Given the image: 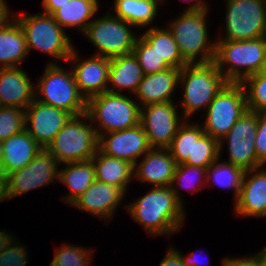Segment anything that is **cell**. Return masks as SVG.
Returning <instances> with one entry per match:
<instances>
[{"instance_id":"obj_1","label":"cell","mask_w":266,"mask_h":266,"mask_svg":"<svg viewBox=\"0 0 266 266\" xmlns=\"http://www.w3.org/2000/svg\"><path fill=\"white\" fill-rule=\"evenodd\" d=\"M170 186L153 187L148 193L127 205L133 220L152 236L178 232L184 223L185 209Z\"/></svg>"},{"instance_id":"obj_2","label":"cell","mask_w":266,"mask_h":266,"mask_svg":"<svg viewBox=\"0 0 266 266\" xmlns=\"http://www.w3.org/2000/svg\"><path fill=\"white\" fill-rule=\"evenodd\" d=\"M265 55L266 36L239 41L217 40L214 62L228 82L241 83L260 71Z\"/></svg>"},{"instance_id":"obj_3","label":"cell","mask_w":266,"mask_h":266,"mask_svg":"<svg viewBox=\"0 0 266 266\" xmlns=\"http://www.w3.org/2000/svg\"><path fill=\"white\" fill-rule=\"evenodd\" d=\"M207 10L185 11L168 24L182 55L188 64L214 61L216 42L211 43L206 25ZM199 59H198V58ZM197 58V60H196Z\"/></svg>"},{"instance_id":"obj_4","label":"cell","mask_w":266,"mask_h":266,"mask_svg":"<svg viewBox=\"0 0 266 266\" xmlns=\"http://www.w3.org/2000/svg\"><path fill=\"white\" fill-rule=\"evenodd\" d=\"M183 85L181 101L185 120L201 107L208 108L211 101L228 83L214 61L209 63L186 64L181 68L179 84Z\"/></svg>"},{"instance_id":"obj_5","label":"cell","mask_w":266,"mask_h":266,"mask_svg":"<svg viewBox=\"0 0 266 266\" xmlns=\"http://www.w3.org/2000/svg\"><path fill=\"white\" fill-rule=\"evenodd\" d=\"M140 105L124 94L104 92L87 100L88 121L98 124L101 134L121 131L140 124Z\"/></svg>"},{"instance_id":"obj_6","label":"cell","mask_w":266,"mask_h":266,"mask_svg":"<svg viewBox=\"0 0 266 266\" xmlns=\"http://www.w3.org/2000/svg\"><path fill=\"white\" fill-rule=\"evenodd\" d=\"M84 119L88 120L86 112L72 116L47 146L59 164L89 161L98 150L96 129L92 122L85 123Z\"/></svg>"},{"instance_id":"obj_7","label":"cell","mask_w":266,"mask_h":266,"mask_svg":"<svg viewBox=\"0 0 266 266\" xmlns=\"http://www.w3.org/2000/svg\"><path fill=\"white\" fill-rule=\"evenodd\" d=\"M23 29L28 52L31 49L43 51L57 60H68L74 46L66 31L52 15L36 13L32 15L13 14Z\"/></svg>"},{"instance_id":"obj_8","label":"cell","mask_w":266,"mask_h":266,"mask_svg":"<svg viewBox=\"0 0 266 266\" xmlns=\"http://www.w3.org/2000/svg\"><path fill=\"white\" fill-rule=\"evenodd\" d=\"M44 70L35 85V99L73 116L85 113L87 101L78 90L72 70L66 71L58 62H50Z\"/></svg>"},{"instance_id":"obj_9","label":"cell","mask_w":266,"mask_h":266,"mask_svg":"<svg viewBox=\"0 0 266 266\" xmlns=\"http://www.w3.org/2000/svg\"><path fill=\"white\" fill-rule=\"evenodd\" d=\"M246 110L247 101L242 84L228 82L209 104L203 130L220 141Z\"/></svg>"},{"instance_id":"obj_10","label":"cell","mask_w":266,"mask_h":266,"mask_svg":"<svg viewBox=\"0 0 266 266\" xmlns=\"http://www.w3.org/2000/svg\"><path fill=\"white\" fill-rule=\"evenodd\" d=\"M225 37L239 41L266 36V0H225Z\"/></svg>"},{"instance_id":"obj_11","label":"cell","mask_w":266,"mask_h":266,"mask_svg":"<svg viewBox=\"0 0 266 266\" xmlns=\"http://www.w3.org/2000/svg\"><path fill=\"white\" fill-rule=\"evenodd\" d=\"M111 15L107 13L101 18L93 19L84 35L97 48L96 56L113 58L131 54L137 39L130 30L132 25Z\"/></svg>"},{"instance_id":"obj_12","label":"cell","mask_w":266,"mask_h":266,"mask_svg":"<svg viewBox=\"0 0 266 266\" xmlns=\"http://www.w3.org/2000/svg\"><path fill=\"white\" fill-rule=\"evenodd\" d=\"M257 134V112H246L235 122L230 131L219 141V156L224 142H227L229 158L226 163L243 171L262 167L257 161L255 139ZM226 140V141H224Z\"/></svg>"},{"instance_id":"obj_13","label":"cell","mask_w":266,"mask_h":266,"mask_svg":"<svg viewBox=\"0 0 266 266\" xmlns=\"http://www.w3.org/2000/svg\"><path fill=\"white\" fill-rule=\"evenodd\" d=\"M58 165L55 157L42 148L30 163L6 176L9 200L56 182L59 179Z\"/></svg>"},{"instance_id":"obj_14","label":"cell","mask_w":266,"mask_h":266,"mask_svg":"<svg viewBox=\"0 0 266 266\" xmlns=\"http://www.w3.org/2000/svg\"><path fill=\"white\" fill-rule=\"evenodd\" d=\"M175 104L169 101L140 108V124L151 148L167 149L178 128L184 123L185 120L178 116Z\"/></svg>"},{"instance_id":"obj_15","label":"cell","mask_w":266,"mask_h":266,"mask_svg":"<svg viewBox=\"0 0 266 266\" xmlns=\"http://www.w3.org/2000/svg\"><path fill=\"white\" fill-rule=\"evenodd\" d=\"M72 116L65 110L34 99L25 109V130L46 149Z\"/></svg>"},{"instance_id":"obj_16","label":"cell","mask_w":266,"mask_h":266,"mask_svg":"<svg viewBox=\"0 0 266 266\" xmlns=\"http://www.w3.org/2000/svg\"><path fill=\"white\" fill-rule=\"evenodd\" d=\"M98 149L108 156L126 160L134 165L140 162L138 158L147 153L151 147L145 130L141 124H138L125 130L101 134Z\"/></svg>"},{"instance_id":"obj_17","label":"cell","mask_w":266,"mask_h":266,"mask_svg":"<svg viewBox=\"0 0 266 266\" xmlns=\"http://www.w3.org/2000/svg\"><path fill=\"white\" fill-rule=\"evenodd\" d=\"M77 50L73 49L67 61H71L75 82L80 94L86 99L107 91L110 58L93 55L80 61ZM79 61V62H78Z\"/></svg>"},{"instance_id":"obj_18","label":"cell","mask_w":266,"mask_h":266,"mask_svg":"<svg viewBox=\"0 0 266 266\" xmlns=\"http://www.w3.org/2000/svg\"><path fill=\"white\" fill-rule=\"evenodd\" d=\"M235 203L239 216L266 217V167L244 171Z\"/></svg>"},{"instance_id":"obj_19","label":"cell","mask_w":266,"mask_h":266,"mask_svg":"<svg viewBox=\"0 0 266 266\" xmlns=\"http://www.w3.org/2000/svg\"><path fill=\"white\" fill-rule=\"evenodd\" d=\"M125 192L118 186L95 180L72 204L78 209L98 216L100 219L113 218Z\"/></svg>"},{"instance_id":"obj_20","label":"cell","mask_w":266,"mask_h":266,"mask_svg":"<svg viewBox=\"0 0 266 266\" xmlns=\"http://www.w3.org/2000/svg\"><path fill=\"white\" fill-rule=\"evenodd\" d=\"M177 163L168 149L151 148L143 155L140 164H134V177L152 187L170 186Z\"/></svg>"},{"instance_id":"obj_21","label":"cell","mask_w":266,"mask_h":266,"mask_svg":"<svg viewBox=\"0 0 266 266\" xmlns=\"http://www.w3.org/2000/svg\"><path fill=\"white\" fill-rule=\"evenodd\" d=\"M21 67H0V104L26 109L35 99V85Z\"/></svg>"},{"instance_id":"obj_22","label":"cell","mask_w":266,"mask_h":266,"mask_svg":"<svg viewBox=\"0 0 266 266\" xmlns=\"http://www.w3.org/2000/svg\"><path fill=\"white\" fill-rule=\"evenodd\" d=\"M180 73L181 69L170 67L157 73L144 75L134 94V97L140 101V107L173 101L172 93L179 84Z\"/></svg>"},{"instance_id":"obj_23","label":"cell","mask_w":266,"mask_h":266,"mask_svg":"<svg viewBox=\"0 0 266 266\" xmlns=\"http://www.w3.org/2000/svg\"><path fill=\"white\" fill-rule=\"evenodd\" d=\"M42 147L26 131L12 135L3 141V160L0 173L5 177L30 163Z\"/></svg>"},{"instance_id":"obj_24","label":"cell","mask_w":266,"mask_h":266,"mask_svg":"<svg viewBox=\"0 0 266 266\" xmlns=\"http://www.w3.org/2000/svg\"><path fill=\"white\" fill-rule=\"evenodd\" d=\"M144 72L133 53L110 58L107 91L121 94L122 90L136 93Z\"/></svg>"},{"instance_id":"obj_25","label":"cell","mask_w":266,"mask_h":266,"mask_svg":"<svg viewBox=\"0 0 266 266\" xmlns=\"http://www.w3.org/2000/svg\"><path fill=\"white\" fill-rule=\"evenodd\" d=\"M28 54L23 29L12 16L0 27V66L18 67Z\"/></svg>"},{"instance_id":"obj_26","label":"cell","mask_w":266,"mask_h":266,"mask_svg":"<svg viewBox=\"0 0 266 266\" xmlns=\"http://www.w3.org/2000/svg\"><path fill=\"white\" fill-rule=\"evenodd\" d=\"M91 160L95 166L97 181L118 186L126 193L128 184L134 178L133 164L123 159L108 156L99 149Z\"/></svg>"},{"instance_id":"obj_27","label":"cell","mask_w":266,"mask_h":266,"mask_svg":"<svg viewBox=\"0 0 266 266\" xmlns=\"http://www.w3.org/2000/svg\"><path fill=\"white\" fill-rule=\"evenodd\" d=\"M99 8L98 0H69L53 14L54 20L65 30L66 27L85 32ZM92 19V20H91Z\"/></svg>"},{"instance_id":"obj_28","label":"cell","mask_w":266,"mask_h":266,"mask_svg":"<svg viewBox=\"0 0 266 266\" xmlns=\"http://www.w3.org/2000/svg\"><path fill=\"white\" fill-rule=\"evenodd\" d=\"M64 170L59 171V181L70 189V194L61 197L71 205L95 180V166L92 160L66 163Z\"/></svg>"},{"instance_id":"obj_29","label":"cell","mask_w":266,"mask_h":266,"mask_svg":"<svg viewBox=\"0 0 266 266\" xmlns=\"http://www.w3.org/2000/svg\"><path fill=\"white\" fill-rule=\"evenodd\" d=\"M162 1L165 0H114L115 16L132 27L143 28L154 21Z\"/></svg>"},{"instance_id":"obj_30","label":"cell","mask_w":266,"mask_h":266,"mask_svg":"<svg viewBox=\"0 0 266 266\" xmlns=\"http://www.w3.org/2000/svg\"><path fill=\"white\" fill-rule=\"evenodd\" d=\"M141 37L163 58L170 67L181 69L188 64L168 28L151 27Z\"/></svg>"},{"instance_id":"obj_31","label":"cell","mask_w":266,"mask_h":266,"mask_svg":"<svg viewBox=\"0 0 266 266\" xmlns=\"http://www.w3.org/2000/svg\"><path fill=\"white\" fill-rule=\"evenodd\" d=\"M218 159L219 141L206 134L201 124L193 123L192 159H187L184 164L208 168Z\"/></svg>"},{"instance_id":"obj_32","label":"cell","mask_w":266,"mask_h":266,"mask_svg":"<svg viewBox=\"0 0 266 266\" xmlns=\"http://www.w3.org/2000/svg\"><path fill=\"white\" fill-rule=\"evenodd\" d=\"M244 171L232 164L225 162H219V159L215 161L211 166L207 168L206 184L214 181L218 186L223 188H231L234 190L235 200L239 195L241 187L242 177Z\"/></svg>"},{"instance_id":"obj_33","label":"cell","mask_w":266,"mask_h":266,"mask_svg":"<svg viewBox=\"0 0 266 266\" xmlns=\"http://www.w3.org/2000/svg\"><path fill=\"white\" fill-rule=\"evenodd\" d=\"M206 175L207 168L181 163L177 165L170 187L173 189L177 199L183 204V199H181L182 196H180L181 194L178 192V185L175 186V183H179V186H183L189 190L194 189L193 192H197L198 190H202V184L207 181V179H204V177L206 178ZM195 189L197 191H195Z\"/></svg>"},{"instance_id":"obj_34","label":"cell","mask_w":266,"mask_h":266,"mask_svg":"<svg viewBox=\"0 0 266 266\" xmlns=\"http://www.w3.org/2000/svg\"><path fill=\"white\" fill-rule=\"evenodd\" d=\"M241 84L245 90L247 108L266 113V75L258 72L246 77Z\"/></svg>"},{"instance_id":"obj_35","label":"cell","mask_w":266,"mask_h":266,"mask_svg":"<svg viewBox=\"0 0 266 266\" xmlns=\"http://www.w3.org/2000/svg\"><path fill=\"white\" fill-rule=\"evenodd\" d=\"M138 37L132 53L137 58L144 75L157 73L170 68L166 61L141 36Z\"/></svg>"},{"instance_id":"obj_36","label":"cell","mask_w":266,"mask_h":266,"mask_svg":"<svg viewBox=\"0 0 266 266\" xmlns=\"http://www.w3.org/2000/svg\"><path fill=\"white\" fill-rule=\"evenodd\" d=\"M92 250L73 244H63V246L56 249L50 266H90L91 258H93Z\"/></svg>"},{"instance_id":"obj_37","label":"cell","mask_w":266,"mask_h":266,"mask_svg":"<svg viewBox=\"0 0 266 266\" xmlns=\"http://www.w3.org/2000/svg\"><path fill=\"white\" fill-rule=\"evenodd\" d=\"M184 123L178 128V131L170 146L167 148L177 164L184 163L187 159H192L193 149V123Z\"/></svg>"},{"instance_id":"obj_38","label":"cell","mask_w":266,"mask_h":266,"mask_svg":"<svg viewBox=\"0 0 266 266\" xmlns=\"http://www.w3.org/2000/svg\"><path fill=\"white\" fill-rule=\"evenodd\" d=\"M25 130V110L15 107L0 108V141Z\"/></svg>"},{"instance_id":"obj_39","label":"cell","mask_w":266,"mask_h":266,"mask_svg":"<svg viewBox=\"0 0 266 266\" xmlns=\"http://www.w3.org/2000/svg\"><path fill=\"white\" fill-rule=\"evenodd\" d=\"M16 237L11 244L6 247L0 254V266H26L28 263V256L26 254V246L20 245Z\"/></svg>"},{"instance_id":"obj_40","label":"cell","mask_w":266,"mask_h":266,"mask_svg":"<svg viewBox=\"0 0 266 266\" xmlns=\"http://www.w3.org/2000/svg\"><path fill=\"white\" fill-rule=\"evenodd\" d=\"M255 150L258 163L263 167L266 164V113H257V134Z\"/></svg>"},{"instance_id":"obj_41","label":"cell","mask_w":266,"mask_h":266,"mask_svg":"<svg viewBox=\"0 0 266 266\" xmlns=\"http://www.w3.org/2000/svg\"><path fill=\"white\" fill-rule=\"evenodd\" d=\"M223 266H266V252L262 249L250 257L224 258Z\"/></svg>"},{"instance_id":"obj_42","label":"cell","mask_w":266,"mask_h":266,"mask_svg":"<svg viewBox=\"0 0 266 266\" xmlns=\"http://www.w3.org/2000/svg\"><path fill=\"white\" fill-rule=\"evenodd\" d=\"M159 266H185L182 264L180 256L170 246L167 249V254L160 262Z\"/></svg>"},{"instance_id":"obj_43","label":"cell","mask_w":266,"mask_h":266,"mask_svg":"<svg viewBox=\"0 0 266 266\" xmlns=\"http://www.w3.org/2000/svg\"><path fill=\"white\" fill-rule=\"evenodd\" d=\"M69 0H43L42 6L45 14L52 15L57 9H59L62 5H64Z\"/></svg>"},{"instance_id":"obj_44","label":"cell","mask_w":266,"mask_h":266,"mask_svg":"<svg viewBox=\"0 0 266 266\" xmlns=\"http://www.w3.org/2000/svg\"><path fill=\"white\" fill-rule=\"evenodd\" d=\"M181 258L182 264L185 266H202L200 259L197 257L195 252H192L190 255L184 257L180 252L172 248Z\"/></svg>"},{"instance_id":"obj_45","label":"cell","mask_w":266,"mask_h":266,"mask_svg":"<svg viewBox=\"0 0 266 266\" xmlns=\"http://www.w3.org/2000/svg\"><path fill=\"white\" fill-rule=\"evenodd\" d=\"M9 8L6 4L5 0H0V27L9 19H11L12 15L9 13ZM10 17V18H9Z\"/></svg>"},{"instance_id":"obj_46","label":"cell","mask_w":266,"mask_h":266,"mask_svg":"<svg viewBox=\"0 0 266 266\" xmlns=\"http://www.w3.org/2000/svg\"><path fill=\"white\" fill-rule=\"evenodd\" d=\"M14 240L13 234L6 233V231H0V254L2 251L8 247Z\"/></svg>"},{"instance_id":"obj_47","label":"cell","mask_w":266,"mask_h":266,"mask_svg":"<svg viewBox=\"0 0 266 266\" xmlns=\"http://www.w3.org/2000/svg\"><path fill=\"white\" fill-rule=\"evenodd\" d=\"M8 198V188H7V179L0 173V202L7 200Z\"/></svg>"},{"instance_id":"obj_48","label":"cell","mask_w":266,"mask_h":266,"mask_svg":"<svg viewBox=\"0 0 266 266\" xmlns=\"http://www.w3.org/2000/svg\"><path fill=\"white\" fill-rule=\"evenodd\" d=\"M182 1H186V0H182ZM190 2H193L192 0H189ZM204 0H196V3H192L189 5L188 8L185 9V11H198V10H207L208 9V5L205 4V2H203ZM188 2V0H187Z\"/></svg>"},{"instance_id":"obj_49","label":"cell","mask_w":266,"mask_h":266,"mask_svg":"<svg viewBox=\"0 0 266 266\" xmlns=\"http://www.w3.org/2000/svg\"><path fill=\"white\" fill-rule=\"evenodd\" d=\"M260 74H263V75H266V55L263 59V63H262V66H261V69L259 71Z\"/></svg>"},{"instance_id":"obj_50","label":"cell","mask_w":266,"mask_h":266,"mask_svg":"<svg viewBox=\"0 0 266 266\" xmlns=\"http://www.w3.org/2000/svg\"><path fill=\"white\" fill-rule=\"evenodd\" d=\"M2 160H3V142L0 141V170L2 166Z\"/></svg>"}]
</instances>
